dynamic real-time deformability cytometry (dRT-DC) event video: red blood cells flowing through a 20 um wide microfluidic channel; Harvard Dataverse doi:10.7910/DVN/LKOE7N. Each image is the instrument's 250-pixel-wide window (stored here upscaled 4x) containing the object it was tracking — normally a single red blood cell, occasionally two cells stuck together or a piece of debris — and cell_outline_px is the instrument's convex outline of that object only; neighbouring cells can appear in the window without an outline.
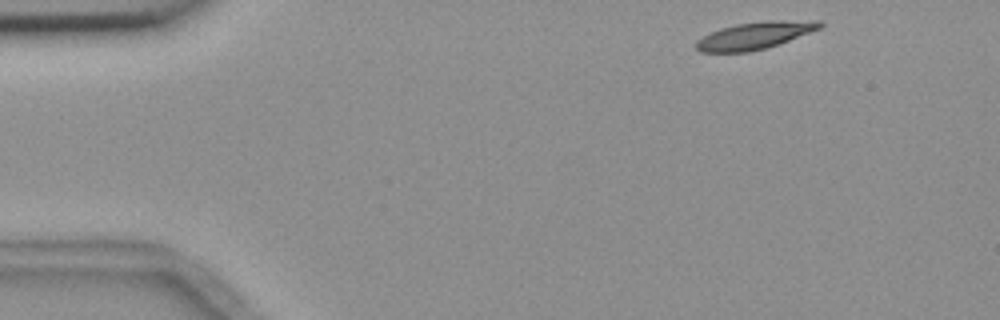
{"species": "common noctule bat (a hibernating species)", "species_latin": "Nyctalus noctula", "temperature_condition": "room temperature", "stored_images_in_passage": 5, "camera_frame_rate_fps": 3000, "um_per_image_px": 0.085, "animal": {"sex": "female", "body_mass_g": 18.4}, "frame": {"image": 1, "passage_image": 1, "time_ms": 0.0, "image_size_px": [1000, 320], "cell_outline_px": [[824, 24], [820, 28], [788, 40], [764, 48], [748, 52], [700, 52], [696, 48], [696, 40], [720, 28], [736, 24], [768, 20], [820, 20]], "centroid_in_image_um": [64.15, 3.0], "position_along_channel_um": 20.8, "area_um2": 19.36}}
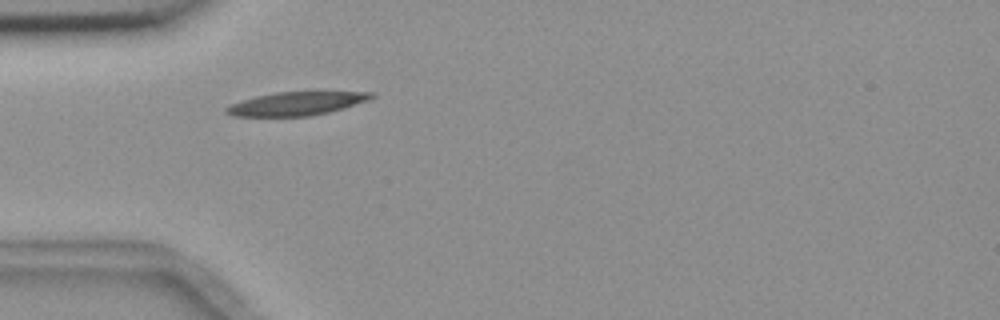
{"frame": {"image": 2, "passage_image": 4, "time_ms": 3.333, "image_size_px": [1000, 320], "cell_outline_px": [[376, 96], [368, 100], [328, 112], [308, 116], [232, 116], [224, 112], [224, 108], [240, 100], [256, 96], [276, 92], [316, 88], [376, 92]], "centroid_in_image_um": [25.31, 8.73], "position_along_channel_um": 59.7, "area_um2": 21.1}}